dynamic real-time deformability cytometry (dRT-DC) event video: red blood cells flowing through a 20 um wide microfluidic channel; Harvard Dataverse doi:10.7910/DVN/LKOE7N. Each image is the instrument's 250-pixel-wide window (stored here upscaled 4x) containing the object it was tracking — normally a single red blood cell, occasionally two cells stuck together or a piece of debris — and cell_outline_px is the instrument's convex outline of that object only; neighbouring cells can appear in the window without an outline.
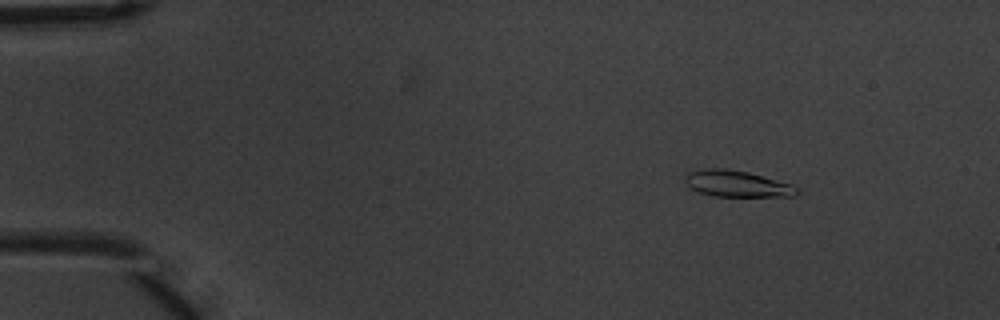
{"species": "common noctule bat (a hibernating species)", "species_latin": "Nyctalus noctula", "temperature_condition": "warm", "stored_images_in_passage": 5, "camera_frame_rate_fps": 3000, "um_per_image_px": 0.085, "animal": {"sex": "male", "body_mass_g": 20.1, "forearm_length_mm": 53.5}, "frame": {"image": 1, "passage_image": 3, "time_ms": 0.667, "image_size_px": [1000, 320], "cell_outline_px": [[800, 192], [792, 196], [712, 196], [700, 192], [692, 188], [684, 180], [688, 172], [708, 168], [724, 168], [748, 172], [792, 184], [800, 188]], "centroid_in_image_um": [62.68, 15.62], "position_along_channel_um": 22.3, "area_um2": 17.05}}